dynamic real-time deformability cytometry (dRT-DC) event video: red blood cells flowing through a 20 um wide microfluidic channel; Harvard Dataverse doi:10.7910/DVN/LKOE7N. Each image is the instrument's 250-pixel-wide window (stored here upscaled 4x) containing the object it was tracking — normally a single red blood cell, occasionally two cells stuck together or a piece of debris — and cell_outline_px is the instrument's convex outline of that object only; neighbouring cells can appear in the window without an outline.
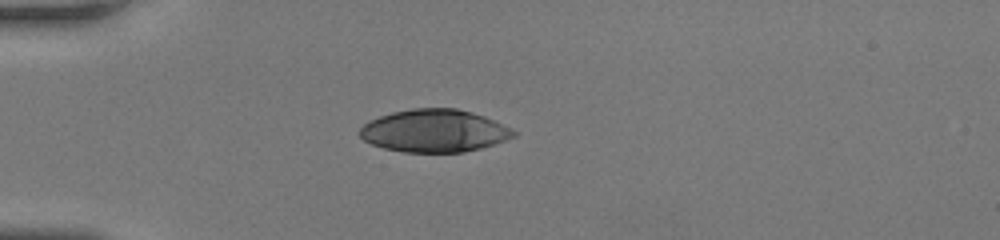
{"species": "human", "species_latin": "Homo sapiens", "temperature_condition": "room temperature", "stored_images_in_passage": 37, "camera_frame_rate_fps": 3000, "um_per_image_px": 0.085, "donor": {"sex": "female"}, "frame": {"image": 1, "passage_image": 1, "time_ms": 0.0, "image_size_px": [1000, 240], "cell_outline_px": [[516, 136], [480, 148], [464, 152], [404, 152], [384, 148], [372, 144], [364, 140], [360, 136], [360, 128], [368, 120], [392, 112], [412, 108], [456, 108], [472, 112], [484, 116], [512, 128], [516, 132]], "centroid_in_image_um": [36.91, 11.11], "position_along_channel_um": 48.1, "area_um2": 38.15}}
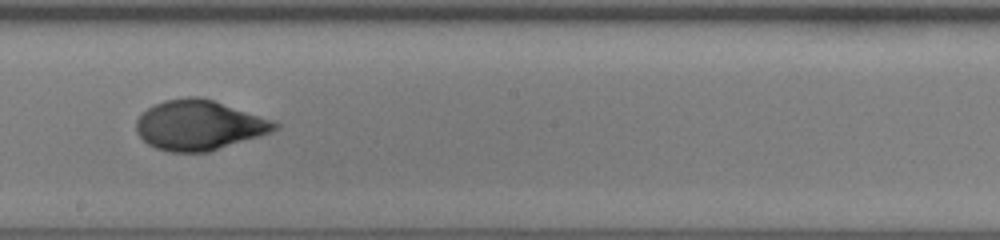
{"frame": {"image": 2, "passage_image": 16, "time_ms": 5.0, "image_size_px": [1000, 240], "cell_outline_px": [[280, 128], [272, 132], [260, 136], [208, 152], [168, 152], [156, 148], [148, 144], [136, 132], [136, 120], [148, 108], [164, 100], [188, 96], [196, 96], [212, 100], [272, 120], [280, 124]], "centroid_in_image_um": [16.92, 10.65], "position_along_channel_um": 231.3, "area_um2": 40.06}}
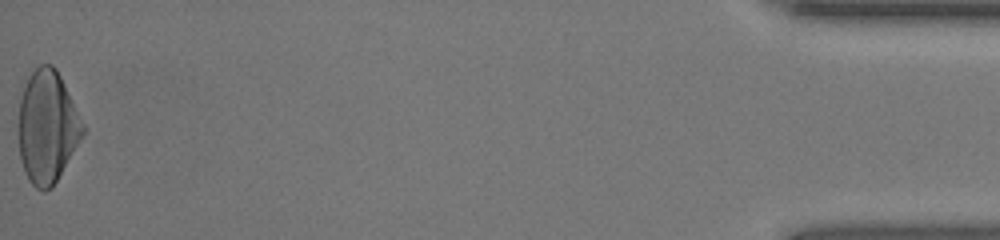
{"frame": {"image": 3, "passage_image": 37, "time_ms": 12.0, "image_size_px": [1000, 240], "cell_outline_px": [[84, 132], [52, 188], [44, 192], [36, 188], [28, 180], [24, 172], [20, 156], [20, 100], [28, 76], [40, 64], [52, 64], [56, 68], [84, 124]], "centroid_in_image_um": [4.01, 10.79], "position_along_channel_um": 431.2, "area_um2": 41.38}, "authors_computed_cell_mechanics": {"area_um2": 40.1132, "velocity_mm_per_s": 4.178, "shape_relaxation_time_tau1_ms": 4.8576, "shape_relaxation_time_tau2_ms": 0.9807, "deformation_change_tau1": 0.2168, "deformation_change_tau2": 0.047}}